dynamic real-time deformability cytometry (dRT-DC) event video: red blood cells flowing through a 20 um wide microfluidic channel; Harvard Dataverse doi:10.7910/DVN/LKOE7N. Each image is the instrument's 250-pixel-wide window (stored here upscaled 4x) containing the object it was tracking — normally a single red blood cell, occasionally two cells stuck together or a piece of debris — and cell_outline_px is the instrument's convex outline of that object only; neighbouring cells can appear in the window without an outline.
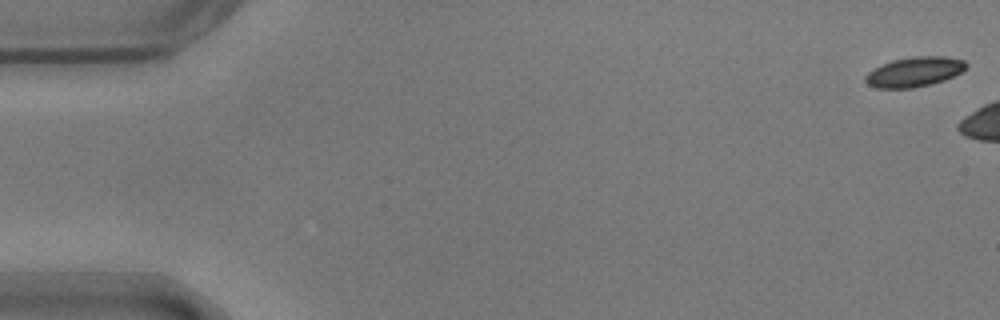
{"species": "common noctule bat (a hibernating species)", "species_latin": "Nyctalus noctula", "temperature_condition": "warm", "stored_images_in_passage": 9, "camera_frame_rate_fps": 3000, "um_per_image_px": 0.085, "animal": {"sex": "male", "body_mass_g": 17.9}, "frame": {"image": 1, "passage_image": 1, "time_ms": 0.0, "image_size_px": [1000, 320], "cell_outline_px": [[968, 68], [944, 80], [932, 84], [912, 88], [876, 88], [868, 84], [864, 80], [864, 76], [872, 68], [892, 60], [912, 56], [944, 56], [964, 60], [968, 64]], "centroid_in_image_um": [77.71, 6.1], "position_along_channel_um": 7.3, "area_um2": 17.69}}